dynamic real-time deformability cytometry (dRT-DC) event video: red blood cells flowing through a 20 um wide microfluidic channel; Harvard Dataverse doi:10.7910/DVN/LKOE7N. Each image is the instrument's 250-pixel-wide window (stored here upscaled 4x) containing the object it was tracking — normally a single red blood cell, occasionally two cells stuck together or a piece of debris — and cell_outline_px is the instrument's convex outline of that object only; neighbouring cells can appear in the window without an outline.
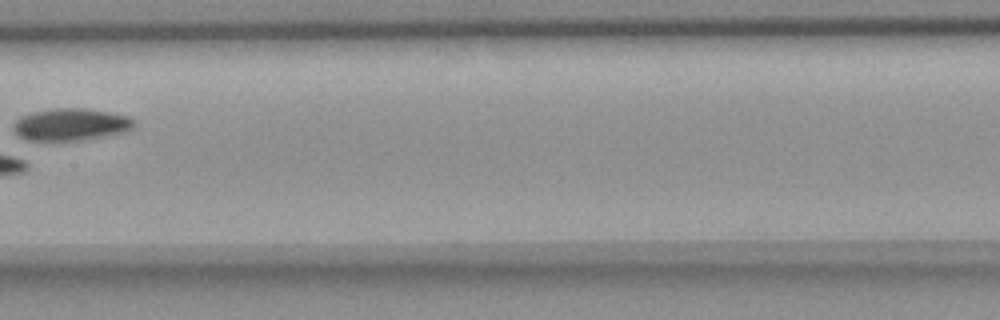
{"species": "common noctule bat (a hibernating species)", "species_latin": "Nyctalus noctula", "temperature_condition": "room temperature", "stored_images_in_passage": 11, "camera_frame_rate_fps": 3000, "um_per_image_px": 0.085, "animal": {"sex": "female", "body_mass_g": 18.4}, "frame": {"image": 1, "passage_image": 4, "time_ms": 3.667, "image_size_px": [1000, 320], "cell_outline_px": [[136, 120], [132, 128], [128, 132], [80, 140], [28, 140], [16, 136], [12, 128], [16, 120], [20, 116], [32, 112], [56, 108], [84, 108], [108, 112], [128, 116]], "centroid_in_image_um": [6.01, 10.58], "position_along_channel_um": 201.4, "area_um2": 22.72}}
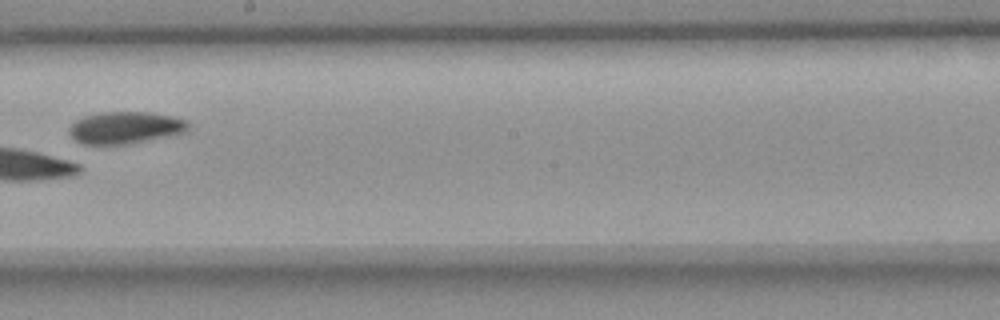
{"frame": {"image": 2, "passage_image": 5, "time_ms": 4.667, "image_size_px": [1000, 320], "cell_outline_px": [[188, 132], [168, 136], [124, 144], [84, 144], [76, 140], [68, 132], [68, 128], [76, 120], [84, 116], [100, 112], [148, 112], [172, 116], [188, 120]], "centroid_in_image_um": [10.66, 10.84], "position_along_channel_um": 237.5, "area_um2": 22.14}}
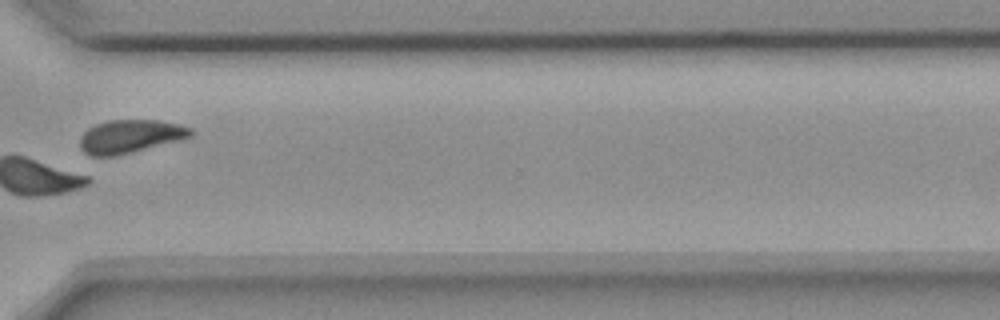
{"frame": {"image": 3, "passage_image": 8, "time_ms": 8.0, "image_size_px": [1000, 320], "cell_outline_px": [[192, 136], [180, 140], [116, 156], [92, 156], [84, 152], [80, 148], [80, 140], [84, 132], [88, 128], [96, 124], [108, 120], [156, 120], [180, 124], [192, 128]], "centroid_in_image_um": [11.07, 11.59], "position_along_channel_um": 359.5, "area_um2": 21.44}}